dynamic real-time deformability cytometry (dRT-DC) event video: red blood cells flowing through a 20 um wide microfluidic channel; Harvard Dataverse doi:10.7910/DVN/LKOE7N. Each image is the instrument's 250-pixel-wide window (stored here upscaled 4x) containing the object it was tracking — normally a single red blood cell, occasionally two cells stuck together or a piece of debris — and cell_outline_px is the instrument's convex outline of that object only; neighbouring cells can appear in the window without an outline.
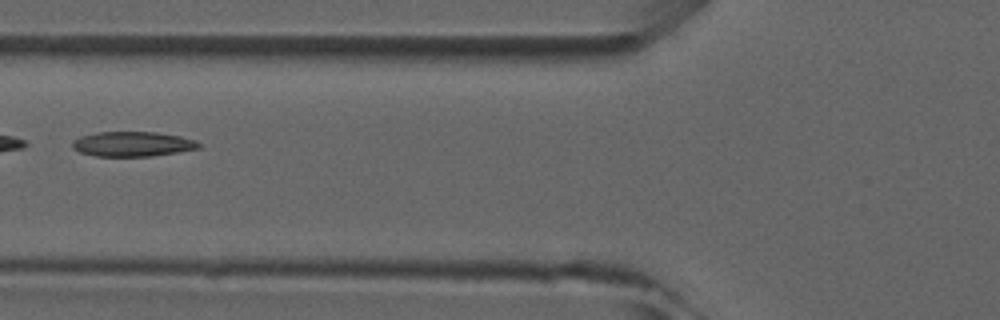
{"species": "common noctule bat (a hibernating species)", "species_latin": "Nyctalus noctula", "temperature_condition": "room temperature", "stored_images_in_passage": 7, "camera_frame_rate_fps": 3000, "um_per_image_px": 0.085, "animal": {"sex": "male", "forearm_length_mm": 52.5}, "frame": {"image": 1, "passage_image": 5, "time_ms": 5.333, "image_size_px": [1000, 320], "cell_outline_px": [[204, 144], [200, 148], [152, 156], [96, 156], [80, 152], [72, 148], [72, 140], [80, 136], [96, 132], [156, 132], [180, 136], [196, 140]], "centroid_in_image_um": [11.28, 12.24], "position_along_channel_um": 114.5, "area_um2": 18.44}}
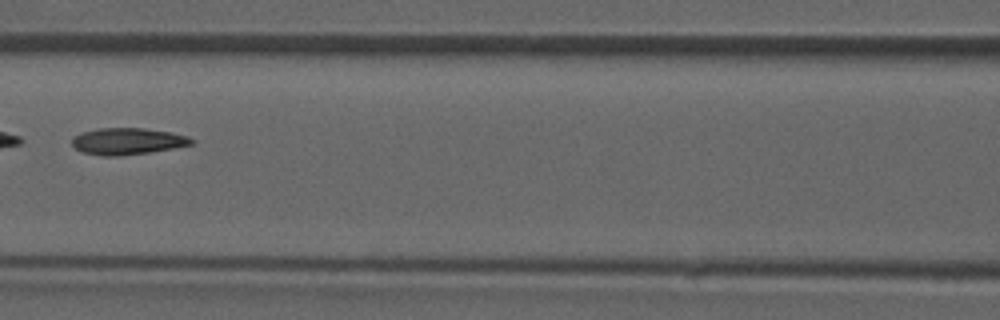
{"frame": {"image": 2, "passage_image": 6, "time_ms": 6.333, "image_size_px": [1000, 320], "cell_outline_px": [[196, 140], [192, 144], [172, 148], [148, 152], [120, 156], [104, 156], [80, 152], [72, 144], [72, 136], [80, 132], [100, 128], [144, 128], [168, 132], [188, 136]], "centroid_in_image_um": [10.8, 12.0], "position_along_channel_um": 155.8, "area_um2": 18.55}}